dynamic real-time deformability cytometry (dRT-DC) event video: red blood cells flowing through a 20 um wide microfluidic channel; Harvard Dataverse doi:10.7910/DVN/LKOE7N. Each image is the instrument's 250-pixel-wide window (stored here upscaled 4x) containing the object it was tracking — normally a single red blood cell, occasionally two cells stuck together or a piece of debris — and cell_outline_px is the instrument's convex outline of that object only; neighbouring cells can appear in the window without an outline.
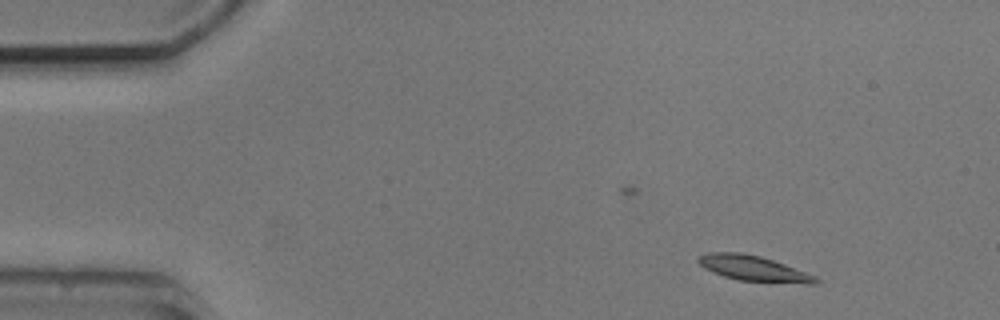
{"species": "common noctule bat (a hibernating species)", "species_latin": "Nyctalus noctula", "temperature_condition": "cold", "stored_images_in_passage": 6, "camera_frame_rate_fps": 3000, "um_per_image_px": 0.085, "animal": {"sex": "male", "body_mass_g": 20.5, "forearm_length_mm": 52.5}, "frame": {"image": 1, "passage_image": 2, "time_ms": 1.333, "image_size_px": [1000, 320], "cell_outline_px": [[820, 280], [816, 284], [808, 284], [736, 280], [712, 272], [704, 268], [696, 260], [696, 256], [708, 252], [740, 252], [760, 256], [784, 264], [816, 276]], "centroid_in_image_um": [64.01, 22.81], "position_along_channel_um": 21.0, "area_um2": 17.46}}
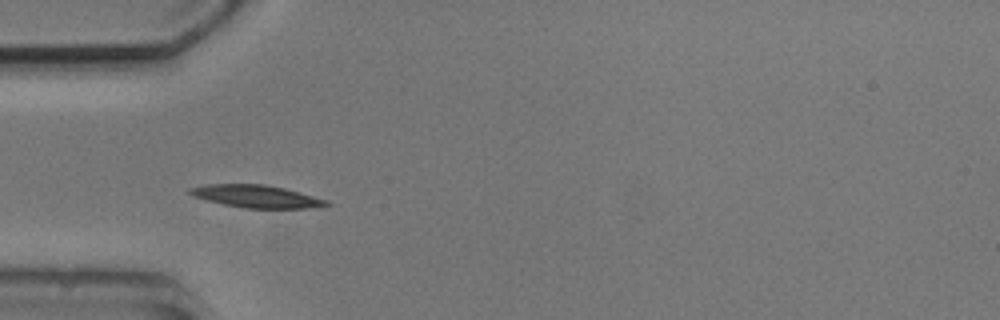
{"frame": {"image": 2, "passage_image": 5, "time_ms": 4.667, "image_size_px": [1000, 320], "cell_outline_px": [[332, 204], [308, 208], [244, 208], [224, 204], [192, 196], [188, 192], [188, 188], [208, 184], [264, 184], [284, 188], [300, 192], [328, 200]], "centroid_in_image_um": [21.79, 16.68], "position_along_channel_um": 63.2, "area_um2": 17.86}}